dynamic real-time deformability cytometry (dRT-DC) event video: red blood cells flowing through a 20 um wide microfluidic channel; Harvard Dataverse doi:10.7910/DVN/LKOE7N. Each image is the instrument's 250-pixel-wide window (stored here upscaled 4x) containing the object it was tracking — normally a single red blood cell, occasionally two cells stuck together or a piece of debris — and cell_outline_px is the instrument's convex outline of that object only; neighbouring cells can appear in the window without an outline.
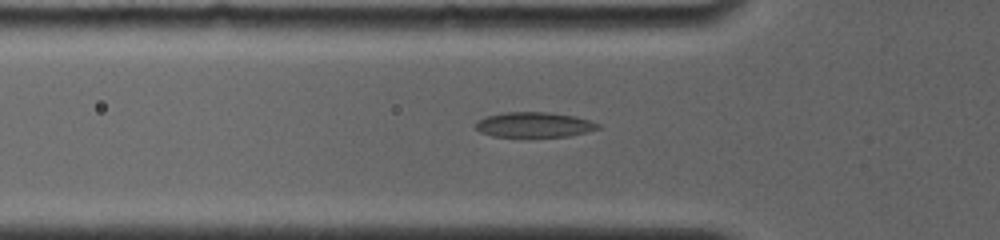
{"species": "common noctule bat (a hibernating species)", "species_latin": "Nyctalus noctula", "temperature_condition": "room temperature", "stored_images_in_passage": 33, "segment_of_instrument_passage": [1, 2], "camera_frame_rate_fps": 4000, "um_per_image_px": 0.085, "animal": {"sex": "female", "body_mass_g": 19.0, "forearm_length_mm": 56.7}, "frame": {"image": 1, "passage_image": 11, "time_ms": 5.0, "image_size_px": [1000, 240], "cell_outline_px": [[600, 128], [568, 136], [528, 140], [492, 136], [480, 132], [476, 128], [476, 120], [488, 116], [504, 112], [548, 112], [576, 116], [600, 124]], "centroid_in_image_um": [45.36, 10.65], "position_along_channel_um": 80.4, "area_um2": 18.79}}
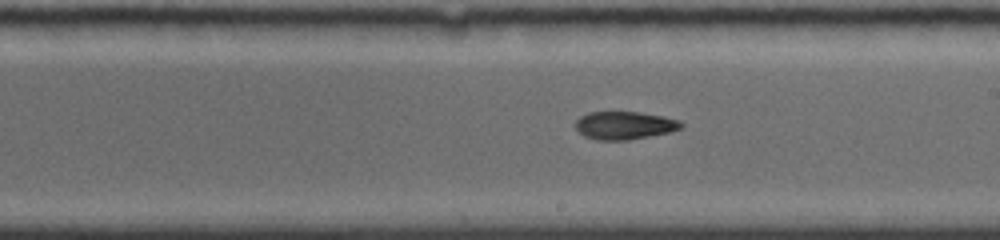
{"frame": {"image": 2, "passage_image": 20, "time_ms": 9.0, "image_size_px": [1000, 240], "cell_outline_px": [[684, 128], [668, 132], [628, 140], [596, 140], [584, 136], [576, 128], [576, 120], [580, 116], [588, 112], [640, 112], [680, 120], [684, 124]], "centroid_in_image_um": [53.08, 10.66], "position_along_channel_um": 235.9, "area_um2": 17.17}}
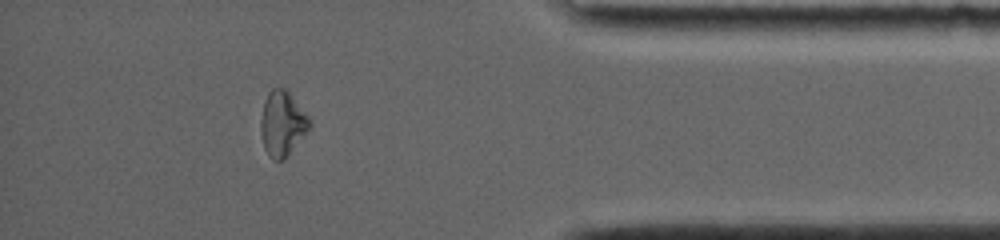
{"frame": {"image": 3, "passage_image": 30, "time_ms": 14.0, "image_size_px": [1000, 240], "cell_outline_px": [[308, 128], [284, 160], [272, 160], [268, 156], [264, 148], [260, 128], [260, 120], [264, 100], [268, 92], [272, 88], [284, 88], [288, 92], [308, 116]], "centroid_in_image_um": [23.93, 10.51], "position_along_channel_um": 411.3, "area_um2": 17.98}}